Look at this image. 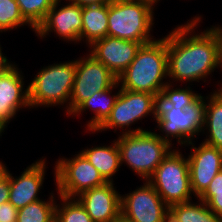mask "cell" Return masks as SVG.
<instances>
[{
    "label": "cell",
    "mask_w": 222,
    "mask_h": 222,
    "mask_svg": "<svg viewBox=\"0 0 222 222\" xmlns=\"http://www.w3.org/2000/svg\"><path fill=\"white\" fill-rule=\"evenodd\" d=\"M24 19L36 30L56 0H16Z\"/></svg>",
    "instance_id": "26"
},
{
    "label": "cell",
    "mask_w": 222,
    "mask_h": 222,
    "mask_svg": "<svg viewBox=\"0 0 222 222\" xmlns=\"http://www.w3.org/2000/svg\"><path fill=\"white\" fill-rule=\"evenodd\" d=\"M7 172V167L5 166V164L2 163V161H0V181L6 177Z\"/></svg>",
    "instance_id": "36"
},
{
    "label": "cell",
    "mask_w": 222,
    "mask_h": 222,
    "mask_svg": "<svg viewBox=\"0 0 222 222\" xmlns=\"http://www.w3.org/2000/svg\"><path fill=\"white\" fill-rule=\"evenodd\" d=\"M59 3L61 0L54 2L44 21L35 30L36 36L42 39L55 32L54 35H58L64 41L67 40L66 42L79 43L82 31V6L70 1L64 6Z\"/></svg>",
    "instance_id": "12"
},
{
    "label": "cell",
    "mask_w": 222,
    "mask_h": 222,
    "mask_svg": "<svg viewBox=\"0 0 222 222\" xmlns=\"http://www.w3.org/2000/svg\"><path fill=\"white\" fill-rule=\"evenodd\" d=\"M155 3H156V5H157V3L160 1V0H153Z\"/></svg>",
    "instance_id": "40"
},
{
    "label": "cell",
    "mask_w": 222,
    "mask_h": 222,
    "mask_svg": "<svg viewBox=\"0 0 222 222\" xmlns=\"http://www.w3.org/2000/svg\"><path fill=\"white\" fill-rule=\"evenodd\" d=\"M0 45V77L3 75V73L8 70L14 63H11V61H8V57L3 55L2 49Z\"/></svg>",
    "instance_id": "34"
},
{
    "label": "cell",
    "mask_w": 222,
    "mask_h": 222,
    "mask_svg": "<svg viewBox=\"0 0 222 222\" xmlns=\"http://www.w3.org/2000/svg\"><path fill=\"white\" fill-rule=\"evenodd\" d=\"M167 35L141 45L135 59L117 77L121 89L147 92L160 97L162 88L169 82Z\"/></svg>",
    "instance_id": "2"
},
{
    "label": "cell",
    "mask_w": 222,
    "mask_h": 222,
    "mask_svg": "<svg viewBox=\"0 0 222 222\" xmlns=\"http://www.w3.org/2000/svg\"><path fill=\"white\" fill-rule=\"evenodd\" d=\"M72 2L75 4H79L80 6H89V5H96V4H103L108 3L109 0H67L66 2Z\"/></svg>",
    "instance_id": "35"
},
{
    "label": "cell",
    "mask_w": 222,
    "mask_h": 222,
    "mask_svg": "<svg viewBox=\"0 0 222 222\" xmlns=\"http://www.w3.org/2000/svg\"><path fill=\"white\" fill-rule=\"evenodd\" d=\"M7 123L0 116V136L4 133V129L7 127Z\"/></svg>",
    "instance_id": "37"
},
{
    "label": "cell",
    "mask_w": 222,
    "mask_h": 222,
    "mask_svg": "<svg viewBox=\"0 0 222 222\" xmlns=\"http://www.w3.org/2000/svg\"><path fill=\"white\" fill-rule=\"evenodd\" d=\"M214 35L216 44H217V61L218 67L222 68V27L219 26H211L208 28Z\"/></svg>",
    "instance_id": "30"
},
{
    "label": "cell",
    "mask_w": 222,
    "mask_h": 222,
    "mask_svg": "<svg viewBox=\"0 0 222 222\" xmlns=\"http://www.w3.org/2000/svg\"><path fill=\"white\" fill-rule=\"evenodd\" d=\"M122 1H132V0H109V3L122 2Z\"/></svg>",
    "instance_id": "38"
},
{
    "label": "cell",
    "mask_w": 222,
    "mask_h": 222,
    "mask_svg": "<svg viewBox=\"0 0 222 222\" xmlns=\"http://www.w3.org/2000/svg\"><path fill=\"white\" fill-rule=\"evenodd\" d=\"M75 198L93 222H116L121 217V195L113 182L85 190Z\"/></svg>",
    "instance_id": "15"
},
{
    "label": "cell",
    "mask_w": 222,
    "mask_h": 222,
    "mask_svg": "<svg viewBox=\"0 0 222 222\" xmlns=\"http://www.w3.org/2000/svg\"><path fill=\"white\" fill-rule=\"evenodd\" d=\"M75 157L60 158L54 167L57 194L75 198L85 190L102 186L106 183L98 170L80 152Z\"/></svg>",
    "instance_id": "9"
},
{
    "label": "cell",
    "mask_w": 222,
    "mask_h": 222,
    "mask_svg": "<svg viewBox=\"0 0 222 222\" xmlns=\"http://www.w3.org/2000/svg\"><path fill=\"white\" fill-rule=\"evenodd\" d=\"M143 184L121 195V217L128 222H162L167 205L147 180Z\"/></svg>",
    "instance_id": "11"
},
{
    "label": "cell",
    "mask_w": 222,
    "mask_h": 222,
    "mask_svg": "<svg viewBox=\"0 0 222 222\" xmlns=\"http://www.w3.org/2000/svg\"><path fill=\"white\" fill-rule=\"evenodd\" d=\"M75 72L76 60L43 67L28 85L30 107L63 106L67 103L65 111L69 116Z\"/></svg>",
    "instance_id": "5"
},
{
    "label": "cell",
    "mask_w": 222,
    "mask_h": 222,
    "mask_svg": "<svg viewBox=\"0 0 222 222\" xmlns=\"http://www.w3.org/2000/svg\"><path fill=\"white\" fill-rule=\"evenodd\" d=\"M187 145H192L191 153L187 157L191 190L198 199L215 175L222 170V150L203 141L197 148L192 141Z\"/></svg>",
    "instance_id": "13"
},
{
    "label": "cell",
    "mask_w": 222,
    "mask_h": 222,
    "mask_svg": "<svg viewBox=\"0 0 222 222\" xmlns=\"http://www.w3.org/2000/svg\"><path fill=\"white\" fill-rule=\"evenodd\" d=\"M116 222H128V221L125 220L124 218L120 217Z\"/></svg>",
    "instance_id": "39"
},
{
    "label": "cell",
    "mask_w": 222,
    "mask_h": 222,
    "mask_svg": "<svg viewBox=\"0 0 222 222\" xmlns=\"http://www.w3.org/2000/svg\"><path fill=\"white\" fill-rule=\"evenodd\" d=\"M15 63L0 77V116L9 125L20 108H29V89Z\"/></svg>",
    "instance_id": "16"
},
{
    "label": "cell",
    "mask_w": 222,
    "mask_h": 222,
    "mask_svg": "<svg viewBox=\"0 0 222 222\" xmlns=\"http://www.w3.org/2000/svg\"><path fill=\"white\" fill-rule=\"evenodd\" d=\"M204 192H222V170L215 175Z\"/></svg>",
    "instance_id": "32"
},
{
    "label": "cell",
    "mask_w": 222,
    "mask_h": 222,
    "mask_svg": "<svg viewBox=\"0 0 222 222\" xmlns=\"http://www.w3.org/2000/svg\"><path fill=\"white\" fill-rule=\"evenodd\" d=\"M18 209L9 201L0 204V222H17Z\"/></svg>",
    "instance_id": "29"
},
{
    "label": "cell",
    "mask_w": 222,
    "mask_h": 222,
    "mask_svg": "<svg viewBox=\"0 0 222 222\" xmlns=\"http://www.w3.org/2000/svg\"><path fill=\"white\" fill-rule=\"evenodd\" d=\"M108 32V3L82 7V31L80 42L85 40L87 47L103 39ZM85 38V39H84Z\"/></svg>",
    "instance_id": "19"
},
{
    "label": "cell",
    "mask_w": 222,
    "mask_h": 222,
    "mask_svg": "<svg viewBox=\"0 0 222 222\" xmlns=\"http://www.w3.org/2000/svg\"><path fill=\"white\" fill-rule=\"evenodd\" d=\"M167 206L192 200L188 158L172 149L147 180Z\"/></svg>",
    "instance_id": "6"
},
{
    "label": "cell",
    "mask_w": 222,
    "mask_h": 222,
    "mask_svg": "<svg viewBox=\"0 0 222 222\" xmlns=\"http://www.w3.org/2000/svg\"><path fill=\"white\" fill-rule=\"evenodd\" d=\"M153 0L108 2L107 36L135 42H152L154 25ZM154 6V7H153Z\"/></svg>",
    "instance_id": "4"
},
{
    "label": "cell",
    "mask_w": 222,
    "mask_h": 222,
    "mask_svg": "<svg viewBox=\"0 0 222 222\" xmlns=\"http://www.w3.org/2000/svg\"><path fill=\"white\" fill-rule=\"evenodd\" d=\"M81 153L98 170L106 182H114L112 176H115L121 166L120 151L115 139L109 146H95L83 149Z\"/></svg>",
    "instance_id": "20"
},
{
    "label": "cell",
    "mask_w": 222,
    "mask_h": 222,
    "mask_svg": "<svg viewBox=\"0 0 222 222\" xmlns=\"http://www.w3.org/2000/svg\"><path fill=\"white\" fill-rule=\"evenodd\" d=\"M149 131L120 134L117 145L121 165L126 163L142 180H148L172 150V145L159 134Z\"/></svg>",
    "instance_id": "3"
},
{
    "label": "cell",
    "mask_w": 222,
    "mask_h": 222,
    "mask_svg": "<svg viewBox=\"0 0 222 222\" xmlns=\"http://www.w3.org/2000/svg\"><path fill=\"white\" fill-rule=\"evenodd\" d=\"M10 191V171L8 170L7 175L0 181V204L9 201Z\"/></svg>",
    "instance_id": "31"
},
{
    "label": "cell",
    "mask_w": 222,
    "mask_h": 222,
    "mask_svg": "<svg viewBox=\"0 0 222 222\" xmlns=\"http://www.w3.org/2000/svg\"><path fill=\"white\" fill-rule=\"evenodd\" d=\"M198 201L199 203L188 201L171 206L177 212L179 222H222V218L212 212L205 202L200 199Z\"/></svg>",
    "instance_id": "23"
},
{
    "label": "cell",
    "mask_w": 222,
    "mask_h": 222,
    "mask_svg": "<svg viewBox=\"0 0 222 222\" xmlns=\"http://www.w3.org/2000/svg\"><path fill=\"white\" fill-rule=\"evenodd\" d=\"M201 18L195 16L167 34L168 77L173 80H169L170 84L175 81L206 82L205 79L218 68L213 33L207 28L201 33L195 32Z\"/></svg>",
    "instance_id": "1"
},
{
    "label": "cell",
    "mask_w": 222,
    "mask_h": 222,
    "mask_svg": "<svg viewBox=\"0 0 222 222\" xmlns=\"http://www.w3.org/2000/svg\"><path fill=\"white\" fill-rule=\"evenodd\" d=\"M162 222H179L178 214L171 206L165 209Z\"/></svg>",
    "instance_id": "33"
},
{
    "label": "cell",
    "mask_w": 222,
    "mask_h": 222,
    "mask_svg": "<svg viewBox=\"0 0 222 222\" xmlns=\"http://www.w3.org/2000/svg\"><path fill=\"white\" fill-rule=\"evenodd\" d=\"M173 85L166 84L161 91L158 106H172L185 109L188 105L192 104L201 94L195 93L191 88H174ZM174 88V89H173Z\"/></svg>",
    "instance_id": "24"
},
{
    "label": "cell",
    "mask_w": 222,
    "mask_h": 222,
    "mask_svg": "<svg viewBox=\"0 0 222 222\" xmlns=\"http://www.w3.org/2000/svg\"><path fill=\"white\" fill-rule=\"evenodd\" d=\"M158 100L159 97L151 93L120 88V94L111 110L110 116L95 132L117 128L122 129V134L147 131L140 127L132 130L130 126L150 114H153V119L156 122Z\"/></svg>",
    "instance_id": "8"
},
{
    "label": "cell",
    "mask_w": 222,
    "mask_h": 222,
    "mask_svg": "<svg viewBox=\"0 0 222 222\" xmlns=\"http://www.w3.org/2000/svg\"><path fill=\"white\" fill-rule=\"evenodd\" d=\"M207 207L222 218V192H203L199 197Z\"/></svg>",
    "instance_id": "28"
},
{
    "label": "cell",
    "mask_w": 222,
    "mask_h": 222,
    "mask_svg": "<svg viewBox=\"0 0 222 222\" xmlns=\"http://www.w3.org/2000/svg\"><path fill=\"white\" fill-rule=\"evenodd\" d=\"M45 169L46 160L43 158L24 169L19 177L10 173L9 202L16 209L40 200L38 192L45 179Z\"/></svg>",
    "instance_id": "17"
},
{
    "label": "cell",
    "mask_w": 222,
    "mask_h": 222,
    "mask_svg": "<svg viewBox=\"0 0 222 222\" xmlns=\"http://www.w3.org/2000/svg\"><path fill=\"white\" fill-rule=\"evenodd\" d=\"M58 198L61 200V205L56 203L55 220L57 222H93L76 198H67L60 195H58Z\"/></svg>",
    "instance_id": "25"
},
{
    "label": "cell",
    "mask_w": 222,
    "mask_h": 222,
    "mask_svg": "<svg viewBox=\"0 0 222 222\" xmlns=\"http://www.w3.org/2000/svg\"><path fill=\"white\" fill-rule=\"evenodd\" d=\"M24 25H29L33 32L35 31L21 15L16 0H0V32L11 31Z\"/></svg>",
    "instance_id": "27"
},
{
    "label": "cell",
    "mask_w": 222,
    "mask_h": 222,
    "mask_svg": "<svg viewBox=\"0 0 222 222\" xmlns=\"http://www.w3.org/2000/svg\"><path fill=\"white\" fill-rule=\"evenodd\" d=\"M50 194V200L40 199L19 209L17 222H53L57 202L54 199V193Z\"/></svg>",
    "instance_id": "22"
},
{
    "label": "cell",
    "mask_w": 222,
    "mask_h": 222,
    "mask_svg": "<svg viewBox=\"0 0 222 222\" xmlns=\"http://www.w3.org/2000/svg\"><path fill=\"white\" fill-rule=\"evenodd\" d=\"M208 96L205 97L203 132L208 130L209 135L204 143L222 150V90L218 88Z\"/></svg>",
    "instance_id": "21"
},
{
    "label": "cell",
    "mask_w": 222,
    "mask_h": 222,
    "mask_svg": "<svg viewBox=\"0 0 222 222\" xmlns=\"http://www.w3.org/2000/svg\"><path fill=\"white\" fill-rule=\"evenodd\" d=\"M76 60V72L73 90L70 97V114L94 93L112 87L117 77L104 64L97 61L92 55Z\"/></svg>",
    "instance_id": "10"
},
{
    "label": "cell",
    "mask_w": 222,
    "mask_h": 222,
    "mask_svg": "<svg viewBox=\"0 0 222 222\" xmlns=\"http://www.w3.org/2000/svg\"><path fill=\"white\" fill-rule=\"evenodd\" d=\"M146 43L149 42H135L106 36L89 46V54L118 77L135 59L141 45Z\"/></svg>",
    "instance_id": "14"
},
{
    "label": "cell",
    "mask_w": 222,
    "mask_h": 222,
    "mask_svg": "<svg viewBox=\"0 0 222 222\" xmlns=\"http://www.w3.org/2000/svg\"><path fill=\"white\" fill-rule=\"evenodd\" d=\"M119 87V91L114 95L112 94L113 89H117ZM112 94V95H111ZM120 94V86L118 81L109 89L101 90L94 93L91 97L83 101L70 115L77 116L83 113L86 110H92L94 112V116L88 121L87 130L92 133L95 131L106 121V119L110 116L111 110L116 103V100Z\"/></svg>",
    "instance_id": "18"
},
{
    "label": "cell",
    "mask_w": 222,
    "mask_h": 222,
    "mask_svg": "<svg viewBox=\"0 0 222 222\" xmlns=\"http://www.w3.org/2000/svg\"><path fill=\"white\" fill-rule=\"evenodd\" d=\"M205 97L199 96L185 109L172 106H158L156 123L160 137L170 144L176 139L178 145L187 146L204 127ZM172 138V140H171Z\"/></svg>",
    "instance_id": "7"
}]
</instances>
